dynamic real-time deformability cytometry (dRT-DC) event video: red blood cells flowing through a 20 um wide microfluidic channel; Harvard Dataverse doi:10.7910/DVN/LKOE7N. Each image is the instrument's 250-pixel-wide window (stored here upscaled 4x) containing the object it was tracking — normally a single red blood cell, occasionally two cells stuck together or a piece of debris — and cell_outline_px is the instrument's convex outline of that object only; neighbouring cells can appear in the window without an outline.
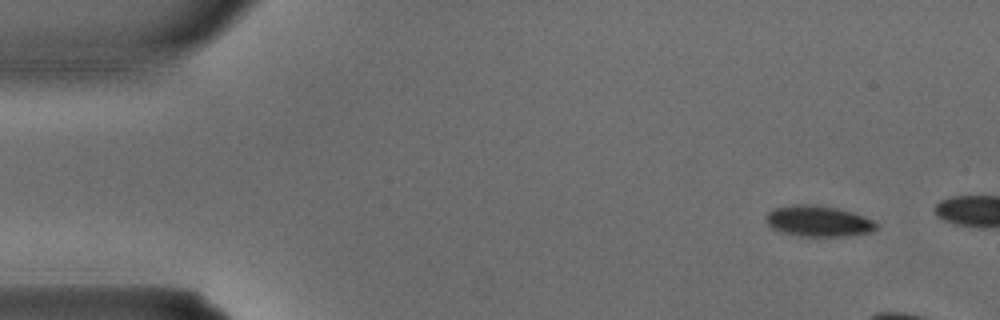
{"species": "common noctule bat (a hibernating species)", "species_latin": "Nyctalus noctula", "temperature_condition": "warm", "stored_images_in_passage": 4, "camera_frame_rate_fps": 3000, "um_per_image_px": 0.085, "animal": {"sex": "male", "body_mass_g": 15.6}, "frame": {"image": 1, "passage_image": 1, "time_ms": 0.0, "image_size_px": [1000, 320], "cell_outline_px": [[880, 228], [868, 232], [844, 236], [800, 236], [784, 232], [772, 228], [764, 220], [764, 216], [772, 208], [792, 204], [816, 204], [836, 208], [852, 212], [864, 216], [880, 224]], "centroid_in_image_um": [69.54, 18.78], "position_along_channel_um": 15.5, "area_um2": 20.06}}